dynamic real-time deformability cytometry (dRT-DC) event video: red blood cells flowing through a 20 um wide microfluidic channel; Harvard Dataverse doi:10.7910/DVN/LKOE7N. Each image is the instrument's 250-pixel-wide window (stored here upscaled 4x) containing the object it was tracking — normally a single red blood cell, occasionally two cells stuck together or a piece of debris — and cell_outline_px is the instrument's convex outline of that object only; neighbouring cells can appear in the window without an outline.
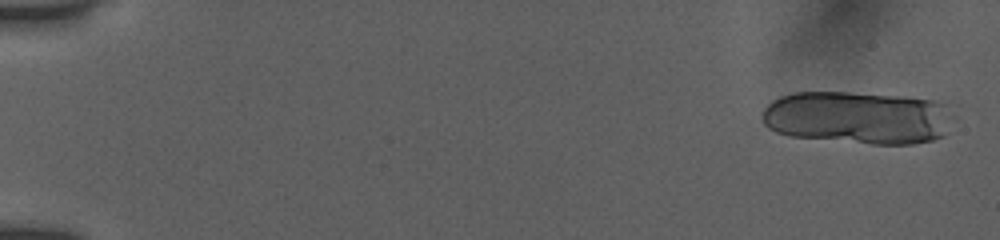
{"species": "human", "species_latin": "Homo sapiens", "temperature_condition": "room temperature", "stored_images_in_passage": 18, "camera_frame_rate_fps": 3000, "um_per_image_px": 0.085, "donor": {"sex": "female"}, "frame": {"image": 1, "passage_image": 2, "time_ms": 0.333, "image_size_px": [1000, 240], "cell_outline_px": [[960, 104], [956, 116], [944, 136], [932, 140], [912, 144], [872, 144], [792, 136], [776, 132], [768, 128], [764, 124], [760, 116], [764, 108], [772, 100], [780, 96], [796, 92], [848, 92], [904, 96], [936, 100]], "centroid_in_image_um": [73.07, 9.97], "position_along_channel_um": 11.9, "area_um2": 60.52}}